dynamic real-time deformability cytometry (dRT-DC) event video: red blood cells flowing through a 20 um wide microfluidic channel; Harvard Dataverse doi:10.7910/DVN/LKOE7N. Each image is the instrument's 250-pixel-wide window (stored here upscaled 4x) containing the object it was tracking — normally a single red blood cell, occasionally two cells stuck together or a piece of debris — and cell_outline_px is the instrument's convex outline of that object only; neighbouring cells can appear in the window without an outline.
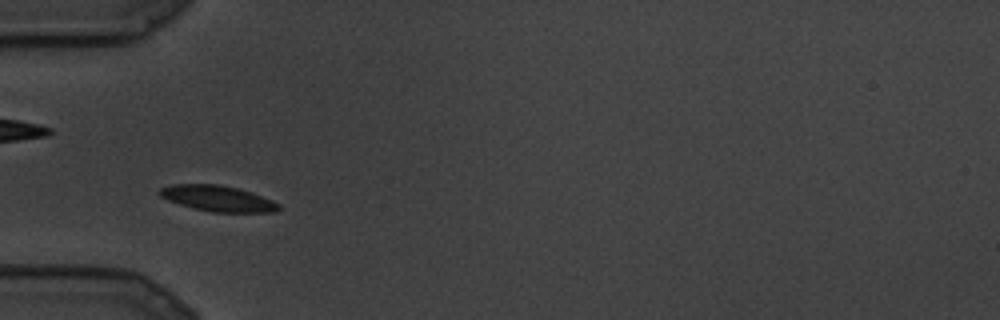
{"species": "common noctule bat (a hibernating species)", "species_latin": "Nyctalus noctula", "temperature_condition": "cold", "stored_images_in_passage": 8, "camera_frame_rate_fps": 3000, "um_per_image_px": 0.085, "animal": {"sex": "male", "body_mass_g": 19.5, "forearm_length_mm": 54.6}, "frame": {"image": 1, "passage_image": 3, "time_ms": 0.667, "image_size_px": [1000, 320], "cell_outline_px": [[280, 208], [276, 212], [212, 212], [180, 204], [168, 200], [160, 196], [156, 192], [160, 188], [172, 184], [216, 184], [236, 188], [252, 192], [272, 200], [280, 204]], "centroid_in_image_um": [18.5, 16.86], "position_along_channel_um": 66.5, "area_um2": 17.8}}
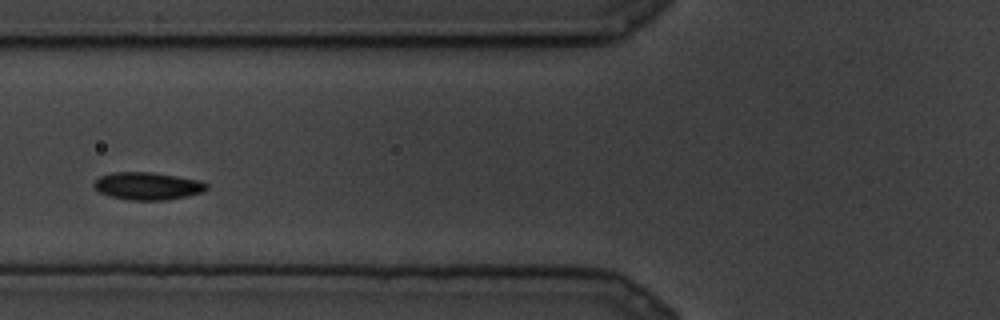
{"frame": {"image": 2, "passage_image": 5, "time_ms": 1.333, "image_size_px": [1000, 320], "cell_outline_px": [[208, 188], [204, 192], [164, 200], [128, 200], [108, 196], [100, 192], [92, 184], [100, 176], [112, 172], [152, 172], [200, 180], [208, 184]], "centroid_in_image_um": [12.54, 15.81], "position_along_channel_um": 113.3, "area_um2": 18.09}}
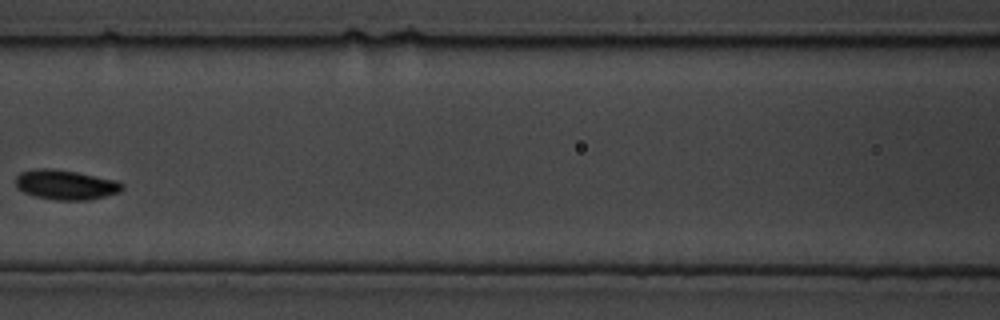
{"frame": {"image": 3, "passage_image": 7, "time_ms": 2.0, "image_size_px": [1000, 320], "cell_outline_px": [[124, 188], [120, 192], [88, 200], [52, 200], [36, 196], [24, 192], [16, 184], [16, 176], [20, 172], [36, 168], [52, 168], [76, 172], [116, 180], [124, 184]], "centroid_in_image_um": [5.59, 15.7], "position_along_channel_um": 161.0, "area_um2": 18.44}}